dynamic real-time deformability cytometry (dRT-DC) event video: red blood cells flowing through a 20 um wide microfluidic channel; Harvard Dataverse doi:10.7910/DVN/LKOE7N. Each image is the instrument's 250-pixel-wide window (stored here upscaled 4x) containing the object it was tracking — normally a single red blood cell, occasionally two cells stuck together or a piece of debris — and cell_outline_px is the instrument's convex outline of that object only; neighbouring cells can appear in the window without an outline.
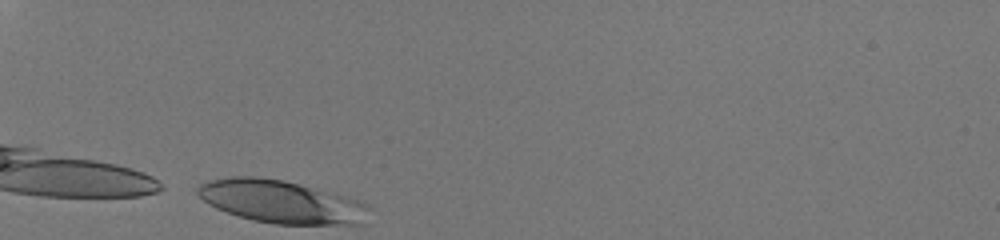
{"species": "human", "species_latin": "Homo sapiens", "temperature_condition": "room temperature", "stored_images_in_passage": 28, "camera_frame_rate_fps": 3000, "um_per_image_px": 0.085, "donor": {"sex": "male"}, "frame": {"image": 1, "passage_image": 1, "time_ms": 0.0, "image_size_px": [1000, 240], "cell_outline_px": [[372, 208], [364, 224], [272, 224], [252, 220], [216, 208], [208, 204], [196, 192], [196, 188], [200, 184], [208, 180], [228, 176], [256, 176], [284, 180], [344, 196], [368, 204]], "centroid_in_image_um": [23.9, 17.14], "position_along_channel_um": 61.1, "area_um2": 42.83}}
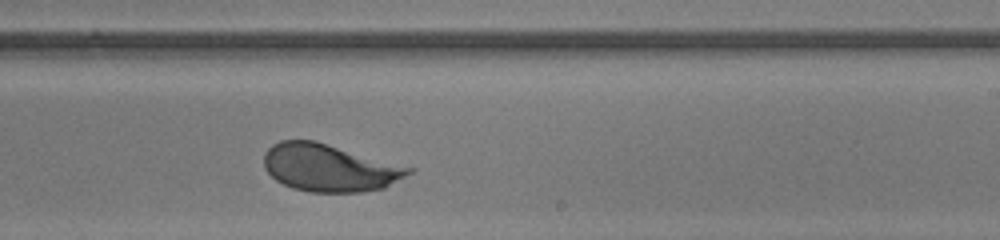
{"frame": {"image": 2, "passage_image": 18, "time_ms": 5.667, "image_size_px": [1000, 240], "cell_outline_px": [[416, 168], [412, 172], [384, 188], [364, 192], [308, 192], [292, 188], [276, 180], [264, 168], [264, 152], [272, 144], [280, 140], [316, 140]], "centroid_in_image_um": [28.01, 14.25], "position_along_channel_um": 261.0, "area_um2": 40.34}}
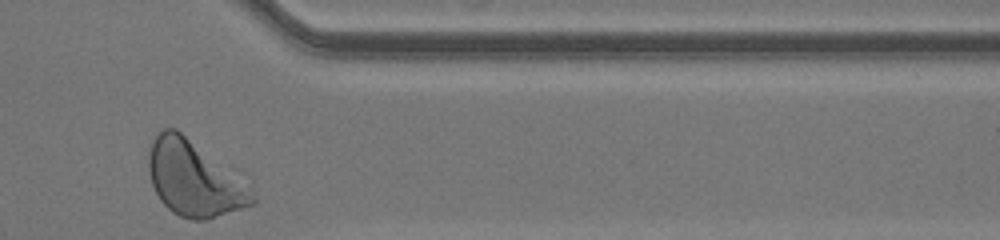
{"frame": {"image": 3, "passage_image": 28, "time_ms": 9.0, "image_size_px": [1000, 240], "cell_outline_px": [[256, 204], [204, 220], [192, 220], [180, 216], [172, 212], [160, 200], [152, 184], [148, 172], [148, 144], [164, 128], [176, 128], [252, 180], [256, 196]], "centroid_in_image_um": [16.61, 15.15], "position_along_channel_um": 394.8, "area_um2": 47.28}, "authors_computed_cell_mechanics": {"area_um2": 40.0843, "velocity_mm_per_s": 4.0724, "shape_relaxation_time_tau1_ms": 1.8578, "shape_relaxation_time_tau2_ms": null, "deformation_change_tau1": 0.1428, "deformation_change_tau2": null}}